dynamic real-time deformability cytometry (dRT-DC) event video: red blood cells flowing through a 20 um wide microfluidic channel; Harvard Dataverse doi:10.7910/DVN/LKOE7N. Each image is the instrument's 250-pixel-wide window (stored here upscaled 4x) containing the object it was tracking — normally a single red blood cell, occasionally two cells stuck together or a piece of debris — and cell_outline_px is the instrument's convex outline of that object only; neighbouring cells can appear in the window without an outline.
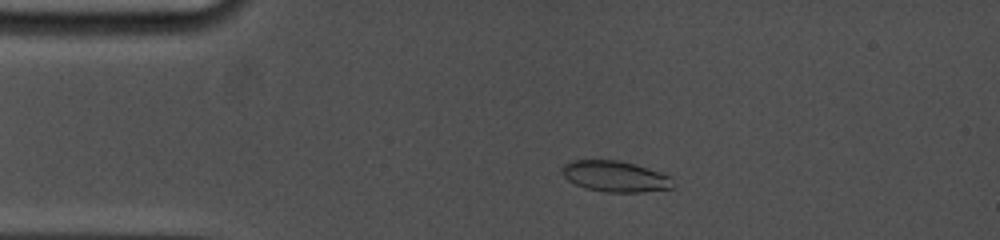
{"species": "common noctule bat (a hibernating species)", "species_latin": "Nyctalus noctula", "temperature_condition": "cold", "stored_images_in_passage": 44, "camera_frame_rate_fps": 5000, "um_per_image_px": 0.085, "animal": {"sex": "female", "body_mass_g": 19.0, "forearm_length_mm": 53.3}, "frame": {"image": 1, "passage_image": 8, "time_ms": 3.2, "image_size_px": [1000, 240], "cell_outline_px": [[672, 188], [640, 192], [604, 192], [584, 188], [568, 180], [560, 172], [560, 168], [564, 164], [572, 160], [616, 160], [636, 164], [672, 176]], "centroid_in_image_um": [52.26, 14.99], "position_along_channel_um": 32.7, "area_um2": 20.11}}
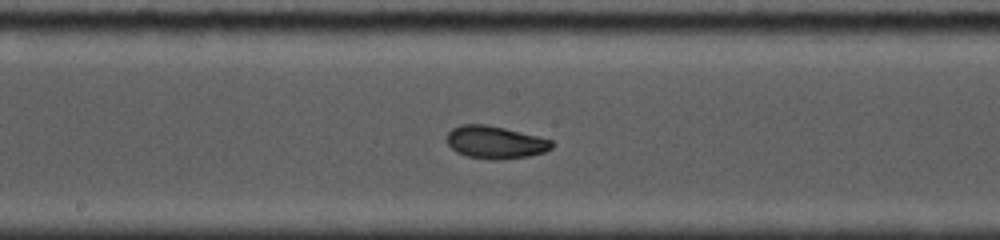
{"frame": {"image": 2, "passage_image": 25, "time_ms": 8.8, "image_size_px": [1000, 240], "cell_outline_px": [[556, 144], [552, 148], [544, 152], [528, 156], [500, 160], [496, 160], [468, 156], [456, 152], [444, 140], [444, 136], [452, 128], [460, 124], [484, 124], [504, 128], [552, 140]], "centroid_in_image_um": [42.06, 12.09], "position_along_channel_um": 206.1, "area_um2": 20.06}}
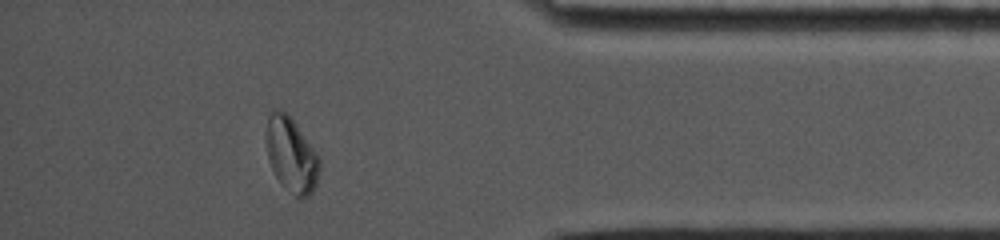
{"frame": {"image": 3, "passage_image": 40, "time_ms": 14.6, "image_size_px": [1000, 240], "cell_outline_px": [[320, 168], [316, 184], [312, 192], [308, 196], [300, 200], [280, 184], [268, 160], [264, 140], [268, 116], [272, 108], [280, 108], [292, 120], [316, 152], [320, 160]], "centroid_in_image_um": [24.72, 13.17], "position_along_channel_um": 410.5, "area_um2": 23.41}, "authors_computed_cell_mechanics": {"area_um2": 20.0855, "velocity_mm_per_s": 3.7981, "shape_relaxation_time_tau1_ms": 5.243, "shape_relaxation_time_tau2_ms": 1.2395, "deformation_change_tau1": 0.1837, "deformation_change_tau2": 0.0417}}